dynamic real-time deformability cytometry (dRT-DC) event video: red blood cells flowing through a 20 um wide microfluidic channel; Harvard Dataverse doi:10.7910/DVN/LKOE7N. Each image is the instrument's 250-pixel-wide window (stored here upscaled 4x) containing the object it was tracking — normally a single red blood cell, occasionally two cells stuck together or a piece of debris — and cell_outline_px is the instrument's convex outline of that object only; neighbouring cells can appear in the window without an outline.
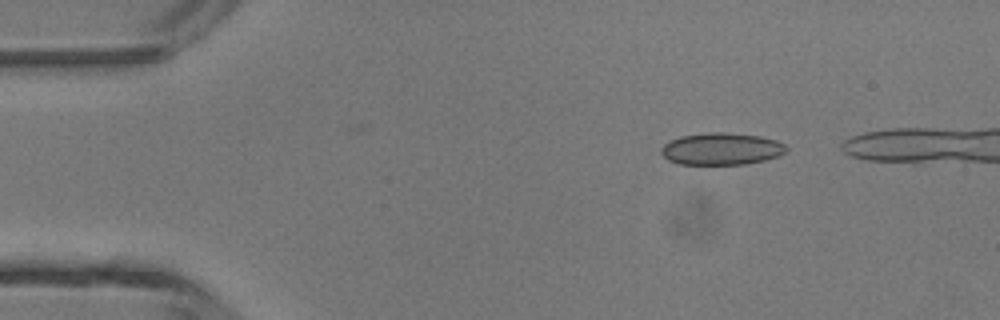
{"species": "common noctule bat (a hibernating species)", "species_latin": "Nyctalus noctula", "temperature_condition": "room temperature", "stored_images_in_passage": 35, "camera_frame_rate_fps": 3000, "um_per_image_px": 0.085, "animal": {"sex": "male", "body_mass_g": 13.3}, "frame": {"image": 1, "passage_image": 1, "time_ms": 0.0, "image_size_px": [1000, 320], "cell_outline_px": [[788, 148], [780, 156], [764, 160], [744, 164], [680, 164], [668, 160], [660, 152], [660, 148], [668, 140], [680, 136], [708, 132], [724, 132], [760, 136], [776, 140], [784, 144]], "centroid_in_image_um": [61.3, 12.65], "position_along_channel_um": 23.7, "area_um2": 23.47}}
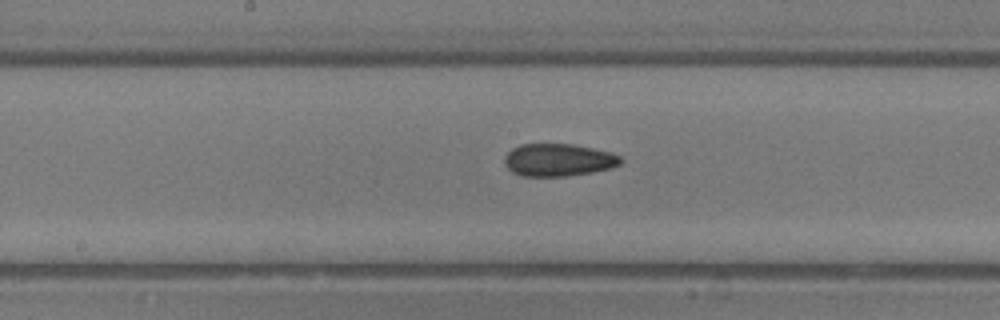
{"frame": {"image": 2, "passage_image": 18, "time_ms": 5.667, "image_size_px": [1000, 320], "cell_outline_px": [[624, 160], [620, 164], [612, 168], [592, 172], [564, 176], [520, 176], [512, 172], [504, 164], [504, 156], [512, 148], [520, 144], [572, 144], [612, 152], [620, 156]], "centroid_in_image_um": [47.46, 13.59], "position_along_channel_um": 200.7, "area_um2": 22.2}}
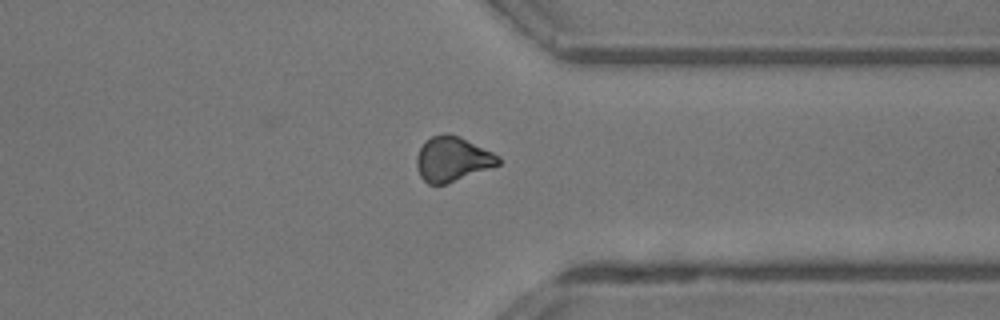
{"frame": {"image": 3, "passage_image": 30, "time_ms": 9.667, "image_size_px": [1000, 320], "cell_outline_px": [[500, 164], [444, 184], [428, 184], [420, 176], [416, 164], [416, 156], [420, 148], [432, 136], [444, 132], [448, 132], [460, 136], [500, 156]], "centroid_in_image_um": [38.44, 13.5], "position_along_channel_um": 373.0, "area_um2": 21.04}}